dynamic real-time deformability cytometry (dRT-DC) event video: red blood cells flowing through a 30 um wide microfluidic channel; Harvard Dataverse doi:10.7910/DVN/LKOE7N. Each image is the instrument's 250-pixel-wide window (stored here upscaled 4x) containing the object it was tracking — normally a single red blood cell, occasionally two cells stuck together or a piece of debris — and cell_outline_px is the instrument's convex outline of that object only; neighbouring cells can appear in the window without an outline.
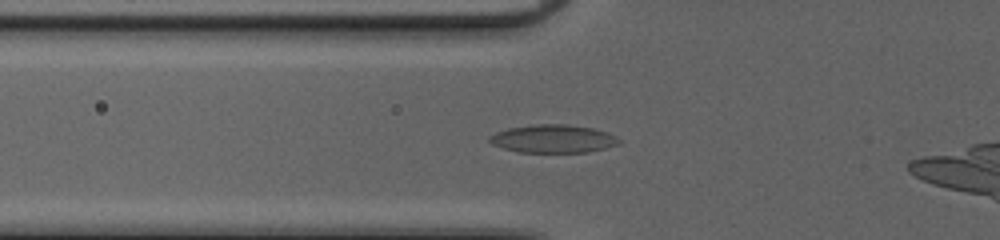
{"species": "common noctule bat (a hibernating species)", "species_latin": "Nyctalus noctula", "temperature_condition": "cold", "stored_images_in_passage": 36, "camera_frame_rate_fps": 3000, "um_per_image_px": 0.085, "animal": {"sex": "female", "body_mass_g": 20.0, "forearm_length_mm": 54.0}, "frame": {"image": 1, "passage_image": 11, "time_ms": 3.333, "image_size_px": [1000, 240], "cell_outline_px": [[620, 144], [588, 152], [520, 152], [504, 148], [492, 144], [488, 140], [488, 136], [496, 132], [508, 128], [536, 124], [564, 124], [592, 128], [604, 132], [620, 140]], "centroid_in_image_um": [46.96, 11.79], "position_along_channel_um": 78.8, "area_um2": 20.92}}
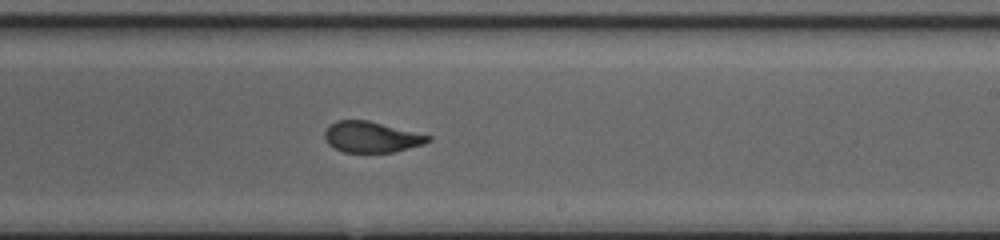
{"frame": {"image": 2, "passage_image": 24, "time_ms": 7.667, "image_size_px": [1000, 240], "cell_outline_px": [[432, 140], [424, 144], [392, 152], [344, 152], [328, 144], [324, 136], [324, 132], [328, 124], [336, 120], [368, 120], [432, 136]], "centroid_in_image_um": [31.55, 11.63], "position_along_channel_um": 257.4, "area_um2": 18.61}}
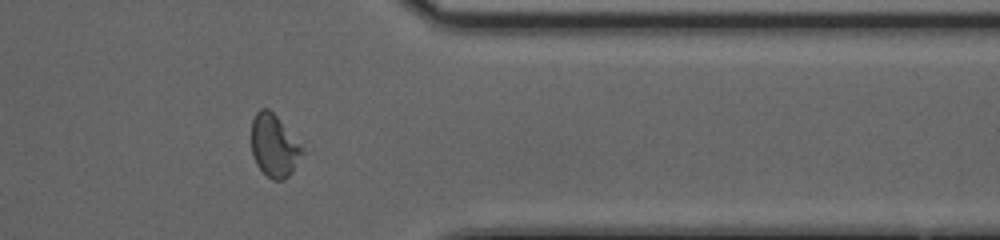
{"frame": {"image": 3, "passage_image": 34, "time_ms": 11.0, "image_size_px": [1000, 240], "cell_outline_px": [[304, 152], [292, 172], [284, 180], [272, 180], [256, 164], [252, 152], [252, 120], [256, 112], [260, 108], [268, 108], [276, 116], [300, 144]], "centroid_in_image_um": [23.29, 12.39], "position_along_channel_um": 388.1, "area_um2": 18.21}, "authors_computed_cell_mechanics": {"area_um2": 19.8543, "velocity_mm_per_s": 4.1092, "shape_relaxation_time_tau1_ms": 9.4086, "shape_relaxation_time_tau2_ms": 0.943, "deformation_change_tau1": 0.246, "deformation_change_tau2": 0.0691}}